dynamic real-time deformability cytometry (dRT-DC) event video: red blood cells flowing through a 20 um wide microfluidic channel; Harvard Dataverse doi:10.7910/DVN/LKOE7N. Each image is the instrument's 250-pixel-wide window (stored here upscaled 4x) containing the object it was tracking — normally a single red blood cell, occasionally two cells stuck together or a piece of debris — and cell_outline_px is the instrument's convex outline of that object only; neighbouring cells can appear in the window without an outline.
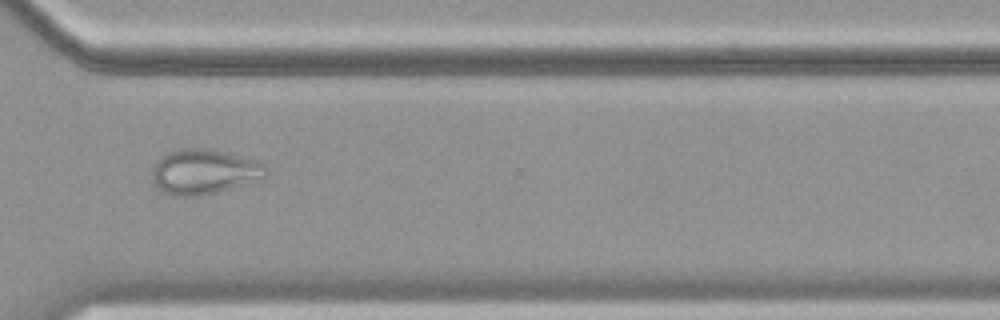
{"species": "common noctule bat (a hibernating species)", "species_latin": "Nyctalus noctula", "temperature_condition": "cold", "stored_images_in_passage": 55, "camera_frame_rate_fps": 3000, "um_per_image_px": 0.085, "animal": {"sex": "female", "body_mass_g": 19.9}, "frame": {"image": 1, "passage_image": 41, "time_ms": 13.333, "image_size_px": [1000, 320], "cell_outline_px": [[268, 172], [264, 176], [244, 184], [200, 196], [172, 196], [160, 192], [156, 188], [152, 180], [152, 164], [160, 156], [168, 152], [180, 148], [212, 148], [228, 152], [264, 164], [268, 168]], "centroid_in_image_um": [17.25, 14.59], "position_along_channel_um": 353.4, "area_um2": 30.11}}
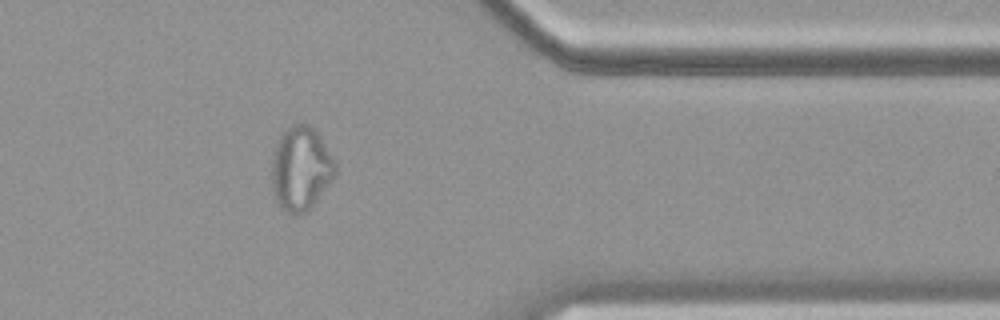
{"frame": {"image": 2, "passage_image": 45, "time_ms": 14.667, "image_size_px": [1000, 320], "cell_outline_px": [[336, 176], [308, 212], [300, 216], [288, 212], [280, 208], [276, 200], [272, 188], [272, 152], [280, 136], [292, 124], [308, 124], [316, 128], [332, 156], [336, 164]], "centroid_in_image_um": [25.58, 14.35], "position_along_channel_um": 385.8, "area_um2": 31.56}}
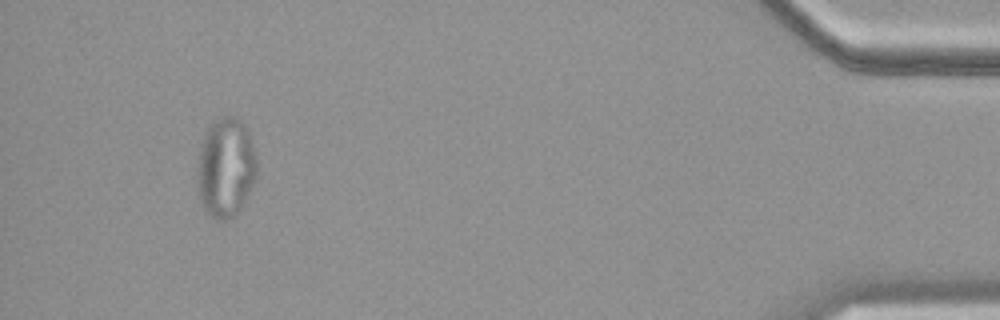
{"frame": {"image": 3, "passage_image": 52, "time_ms": 17.0, "image_size_px": [1000, 320], "cell_outline_px": [[256, 180], [244, 204], [228, 220], [220, 220], [212, 216], [204, 208], [200, 200], [196, 172], [196, 168], [200, 144], [208, 128], [220, 116], [236, 116], [244, 124], [248, 132], [256, 156]], "centroid_in_image_um": [19.18, 14.24], "position_along_channel_um": 416.0, "area_um2": 34.68}}